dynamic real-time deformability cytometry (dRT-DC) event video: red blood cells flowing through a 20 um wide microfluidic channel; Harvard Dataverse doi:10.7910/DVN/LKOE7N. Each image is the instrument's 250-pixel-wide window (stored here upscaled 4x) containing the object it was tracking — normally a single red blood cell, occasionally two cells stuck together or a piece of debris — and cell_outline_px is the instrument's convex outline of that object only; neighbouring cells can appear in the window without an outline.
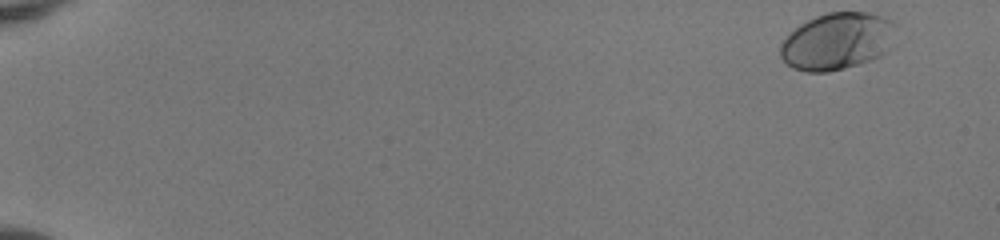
{"species": "human", "species_latin": "Homo sapiens", "temperature_condition": "room temperature", "stored_images_in_passage": 50, "camera_frame_rate_fps": 3000, "um_per_image_px": 0.085, "donor": {"sex": "female"}, "frame": {"image": 1, "passage_image": 1, "time_ms": 0.0, "image_size_px": [1000, 240], "cell_outline_px": [[896, 24], [892, 48], [888, 52], [872, 60], [844, 68], [828, 72], [804, 72], [792, 68], [780, 56], [780, 44], [800, 24], [816, 16], [828, 12], [868, 12], [892, 20]], "centroid_in_image_um": [71.2, 3.51], "position_along_channel_um": 13.8, "area_um2": 38.61}}
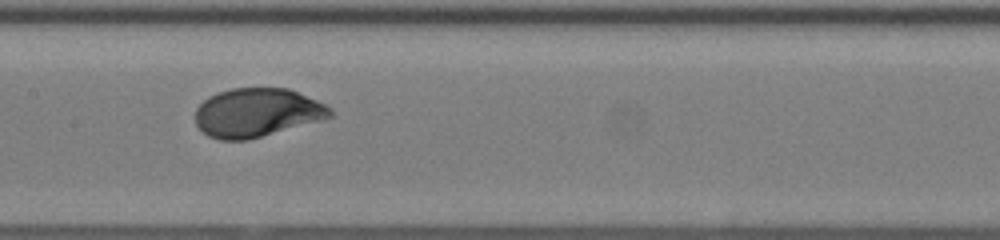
{"frame": {"image": 2, "passage_image": 27, "time_ms": 8.667, "image_size_px": [1000, 240], "cell_outline_px": [[332, 116], [320, 120], [248, 140], [220, 140], [208, 136], [196, 124], [196, 108], [208, 96], [216, 92], [232, 88], [288, 88], [316, 100], [332, 108]], "centroid_in_image_um": [21.81, 9.57], "position_along_channel_um": 185.6, "area_um2": 38.09}}
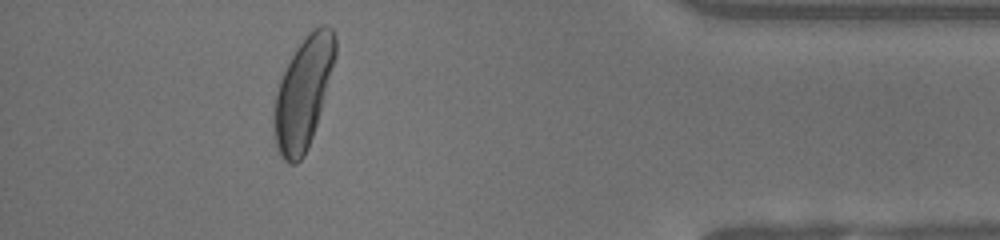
{"frame": {"image": 3, "passage_image": 46, "time_ms": 15.0, "image_size_px": [1000, 240], "cell_outline_px": [[336, 56], [316, 124], [308, 148], [304, 156], [296, 164], [288, 164], [284, 160], [276, 148], [272, 124], [272, 120], [276, 92], [280, 80], [296, 48], [308, 32], [320, 24], [324, 24], [332, 28], [336, 36]], "centroid_in_image_um": [25.76, 7.9], "position_along_channel_um": 409.4, "area_um2": 39.54}, "authors_computed_cell_mechanics": {"area_um2": 38.1191, "velocity_mm_per_s": 4.0701, "shape_relaxation_time_tau1_ms": 2.1097, "shape_relaxation_time_tau2_ms": null, "deformation_change_tau1": 0.162, "deformation_change_tau2": null}}